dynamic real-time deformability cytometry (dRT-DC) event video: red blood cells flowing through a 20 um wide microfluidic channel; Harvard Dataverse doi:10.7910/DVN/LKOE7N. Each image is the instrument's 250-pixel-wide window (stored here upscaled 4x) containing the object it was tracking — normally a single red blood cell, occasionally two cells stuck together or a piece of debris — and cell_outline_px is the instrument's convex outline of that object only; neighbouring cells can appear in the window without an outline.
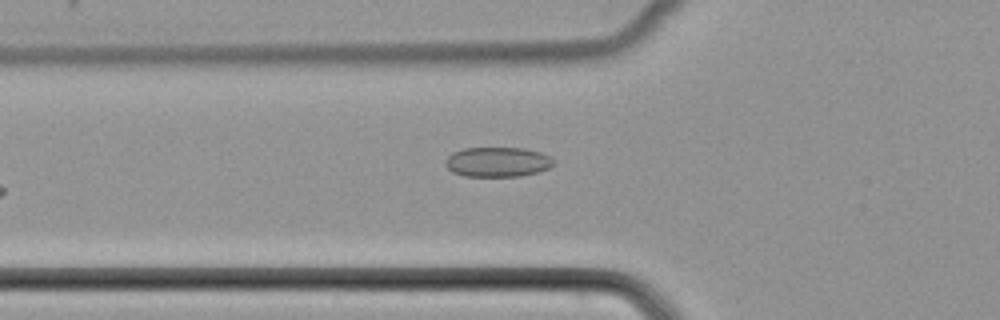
{"species": "common noctule bat (a hibernating species)", "species_latin": "Nyctalus noctula", "temperature_condition": "cold", "stored_images_in_passage": 30, "camera_frame_rate_fps": 3000, "um_per_image_px": 0.085, "animal": {"sex": "female", "body_mass_g": 22.7, "forearm_length_mm": 54.2}, "frame": {"image": 1, "passage_image": 2, "time_ms": 0.333, "image_size_px": [1000, 320], "cell_outline_px": [[556, 160], [548, 168], [540, 172], [520, 176], [464, 176], [452, 172], [444, 164], [444, 160], [452, 152], [464, 148], [524, 148], [540, 152], [552, 156]], "centroid_in_image_um": [42.3, 13.76], "position_along_channel_um": 83.5, "area_um2": 19.02}}
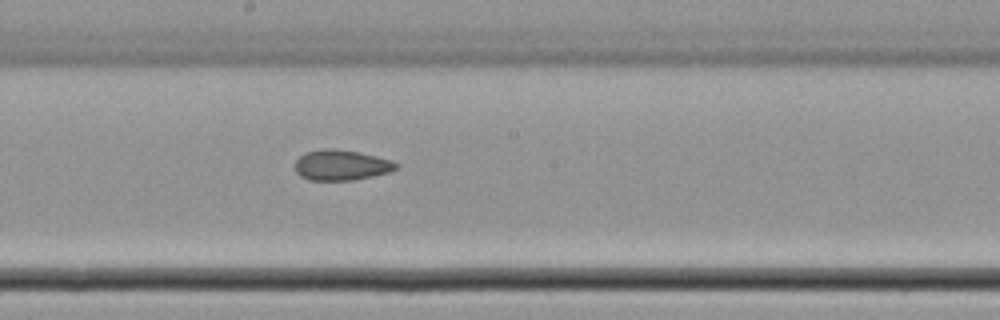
{"frame": {"image": 2, "passage_image": 12, "time_ms": 3.667, "image_size_px": [1000, 320], "cell_outline_px": [[400, 168], [388, 172], [372, 176], [352, 180], [308, 180], [300, 176], [296, 172], [296, 160], [304, 152], [324, 148], [332, 148], [360, 152], [392, 160], [400, 164]], "centroid_in_image_um": [29.03, 14.02], "position_along_channel_um": 219.2, "area_um2": 18.09}}
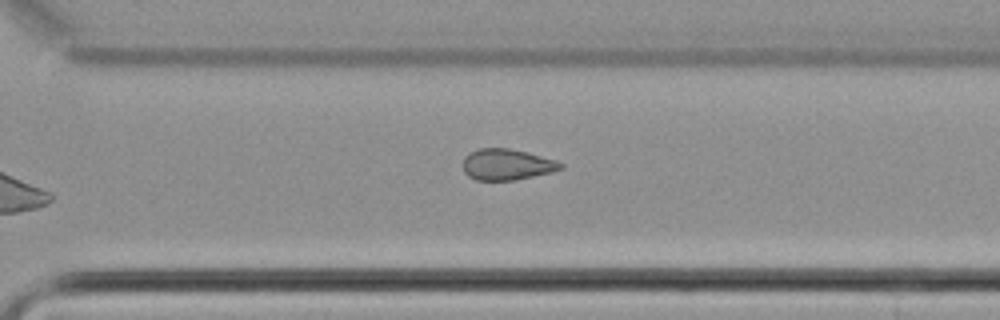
{"frame": {"image": 3, "passage_image": 20, "time_ms": 6.333, "image_size_px": [1000, 320], "cell_outline_px": [[564, 168], [552, 172], [516, 180], [476, 180], [468, 176], [464, 172], [464, 156], [480, 148], [508, 148], [528, 152], [556, 160], [564, 164]], "centroid_in_image_um": [43.11, 13.98], "position_along_channel_um": 327.5, "area_um2": 17.74}}